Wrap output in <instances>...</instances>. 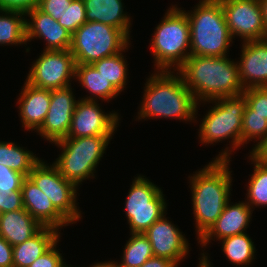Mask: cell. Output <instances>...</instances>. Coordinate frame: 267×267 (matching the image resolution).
I'll return each mask as SVG.
<instances>
[{
    "mask_svg": "<svg viewBox=\"0 0 267 267\" xmlns=\"http://www.w3.org/2000/svg\"><path fill=\"white\" fill-rule=\"evenodd\" d=\"M151 243L153 255L173 261L177 266L188 254V242L182 232L163 215L143 233Z\"/></svg>",
    "mask_w": 267,
    "mask_h": 267,
    "instance_id": "obj_15",
    "label": "cell"
},
{
    "mask_svg": "<svg viewBox=\"0 0 267 267\" xmlns=\"http://www.w3.org/2000/svg\"><path fill=\"white\" fill-rule=\"evenodd\" d=\"M130 38L120 29L100 22H85L72 34L70 51L76 64L95 61L125 51Z\"/></svg>",
    "mask_w": 267,
    "mask_h": 267,
    "instance_id": "obj_7",
    "label": "cell"
},
{
    "mask_svg": "<svg viewBox=\"0 0 267 267\" xmlns=\"http://www.w3.org/2000/svg\"><path fill=\"white\" fill-rule=\"evenodd\" d=\"M94 97L78 100L67 137L112 135L119 123L117 113H104Z\"/></svg>",
    "mask_w": 267,
    "mask_h": 267,
    "instance_id": "obj_13",
    "label": "cell"
},
{
    "mask_svg": "<svg viewBox=\"0 0 267 267\" xmlns=\"http://www.w3.org/2000/svg\"><path fill=\"white\" fill-rule=\"evenodd\" d=\"M216 104L200 124L201 143L220 142L232 138V148L241 146L242 119L247 106L243 95L235 97L216 98ZM218 103H217V102Z\"/></svg>",
    "mask_w": 267,
    "mask_h": 267,
    "instance_id": "obj_8",
    "label": "cell"
},
{
    "mask_svg": "<svg viewBox=\"0 0 267 267\" xmlns=\"http://www.w3.org/2000/svg\"><path fill=\"white\" fill-rule=\"evenodd\" d=\"M258 1L261 7L263 23L267 30V0H258Z\"/></svg>",
    "mask_w": 267,
    "mask_h": 267,
    "instance_id": "obj_42",
    "label": "cell"
},
{
    "mask_svg": "<svg viewBox=\"0 0 267 267\" xmlns=\"http://www.w3.org/2000/svg\"><path fill=\"white\" fill-rule=\"evenodd\" d=\"M252 138L260 141L252 149L253 151L267 139V119L254 114V110L247 105L242 119L241 145L247 144Z\"/></svg>",
    "mask_w": 267,
    "mask_h": 267,
    "instance_id": "obj_31",
    "label": "cell"
},
{
    "mask_svg": "<svg viewBox=\"0 0 267 267\" xmlns=\"http://www.w3.org/2000/svg\"><path fill=\"white\" fill-rule=\"evenodd\" d=\"M21 190L24 209L43 227L58 230L60 227L70 224L29 177L23 180Z\"/></svg>",
    "mask_w": 267,
    "mask_h": 267,
    "instance_id": "obj_18",
    "label": "cell"
},
{
    "mask_svg": "<svg viewBox=\"0 0 267 267\" xmlns=\"http://www.w3.org/2000/svg\"><path fill=\"white\" fill-rule=\"evenodd\" d=\"M0 267H13V247L0 236Z\"/></svg>",
    "mask_w": 267,
    "mask_h": 267,
    "instance_id": "obj_38",
    "label": "cell"
},
{
    "mask_svg": "<svg viewBox=\"0 0 267 267\" xmlns=\"http://www.w3.org/2000/svg\"><path fill=\"white\" fill-rule=\"evenodd\" d=\"M125 201L130 233H144L166 209L163 192L144 176L134 179Z\"/></svg>",
    "mask_w": 267,
    "mask_h": 267,
    "instance_id": "obj_9",
    "label": "cell"
},
{
    "mask_svg": "<svg viewBox=\"0 0 267 267\" xmlns=\"http://www.w3.org/2000/svg\"><path fill=\"white\" fill-rule=\"evenodd\" d=\"M119 267H140L153 257L151 243L143 233H131L123 251Z\"/></svg>",
    "mask_w": 267,
    "mask_h": 267,
    "instance_id": "obj_28",
    "label": "cell"
},
{
    "mask_svg": "<svg viewBox=\"0 0 267 267\" xmlns=\"http://www.w3.org/2000/svg\"><path fill=\"white\" fill-rule=\"evenodd\" d=\"M58 242L59 239L29 267H68L63 261L62 254L56 250Z\"/></svg>",
    "mask_w": 267,
    "mask_h": 267,
    "instance_id": "obj_35",
    "label": "cell"
},
{
    "mask_svg": "<svg viewBox=\"0 0 267 267\" xmlns=\"http://www.w3.org/2000/svg\"><path fill=\"white\" fill-rule=\"evenodd\" d=\"M26 177L11 168L0 164V192L12 193L16 190H21L23 180Z\"/></svg>",
    "mask_w": 267,
    "mask_h": 267,
    "instance_id": "obj_34",
    "label": "cell"
},
{
    "mask_svg": "<svg viewBox=\"0 0 267 267\" xmlns=\"http://www.w3.org/2000/svg\"><path fill=\"white\" fill-rule=\"evenodd\" d=\"M169 9L151 39L154 65L159 71H170L175 65L176 71L191 56L187 51L191 39L188 17L177 6Z\"/></svg>",
    "mask_w": 267,
    "mask_h": 267,
    "instance_id": "obj_5",
    "label": "cell"
},
{
    "mask_svg": "<svg viewBox=\"0 0 267 267\" xmlns=\"http://www.w3.org/2000/svg\"><path fill=\"white\" fill-rule=\"evenodd\" d=\"M157 72L152 74L145 84L138 120L150 117L195 120L199 103L191 90L185 86L181 75L176 72L175 76L171 70Z\"/></svg>",
    "mask_w": 267,
    "mask_h": 267,
    "instance_id": "obj_3",
    "label": "cell"
},
{
    "mask_svg": "<svg viewBox=\"0 0 267 267\" xmlns=\"http://www.w3.org/2000/svg\"><path fill=\"white\" fill-rule=\"evenodd\" d=\"M247 105L258 114L267 119V85L257 88H248L242 94Z\"/></svg>",
    "mask_w": 267,
    "mask_h": 267,
    "instance_id": "obj_33",
    "label": "cell"
},
{
    "mask_svg": "<svg viewBox=\"0 0 267 267\" xmlns=\"http://www.w3.org/2000/svg\"><path fill=\"white\" fill-rule=\"evenodd\" d=\"M32 151L17 146L14 142H0V164L28 177L33 167L41 160Z\"/></svg>",
    "mask_w": 267,
    "mask_h": 267,
    "instance_id": "obj_25",
    "label": "cell"
},
{
    "mask_svg": "<svg viewBox=\"0 0 267 267\" xmlns=\"http://www.w3.org/2000/svg\"><path fill=\"white\" fill-rule=\"evenodd\" d=\"M85 22L87 20L83 0H73L69 7L66 8L61 19L58 20V23L71 34Z\"/></svg>",
    "mask_w": 267,
    "mask_h": 267,
    "instance_id": "obj_32",
    "label": "cell"
},
{
    "mask_svg": "<svg viewBox=\"0 0 267 267\" xmlns=\"http://www.w3.org/2000/svg\"><path fill=\"white\" fill-rule=\"evenodd\" d=\"M26 82L40 89L70 86L75 77V59L70 50H44L32 64Z\"/></svg>",
    "mask_w": 267,
    "mask_h": 267,
    "instance_id": "obj_11",
    "label": "cell"
},
{
    "mask_svg": "<svg viewBox=\"0 0 267 267\" xmlns=\"http://www.w3.org/2000/svg\"><path fill=\"white\" fill-rule=\"evenodd\" d=\"M91 267H119V266L117 262L113 263L112 261L111 262L108 261V262H101V263L94 264Z\"/></svg>",
    "mask_w": 267,
    "mask_h": 267,
    "instance_id": "obj_44",
    "label": "cell"
},
{
    "mask_svg": "<svg viewBox=\"0 0 267 267\" xmlns=\"http://www.w3.org/2000/svg\"><path fill=\"white\" fill-rule=\"evenodd\" d=\"M42 228L25 209L0 214V236L12 247L24 243Z\"/></svg>",
    "mask_w": 267,
    "mask_h": 267,
    "instance_id": "obj_21",
    "label": "cell"
},
{
    "mask_svg": "<svg viewBox=\"0 0 267 267\" xmlns=\"http://www.w3.org/2000/svg\"><path fill=\"white\" fill-rule=\"evenodd\" d=\"M228 148L190 177L196 231L200 239L216 222L229 202L232 183Z\"/></svg>",
    "mask_w": 267,
    "mask_h": 267,
    "instance_id": "obj_1",
    "label": "cell"
},
{
    "mask_svg": "<svg viewBox=\"0 0 267 267\" xmlns=\"http://www.w3.org/2000/svg\"><path fill=\"white\" fill-rule=\"evenodd\" d=\"M238 62L241 83L245 89L267 85V39L242 44Z\"/></svg>",
    "mask_w": 267,
    "mask_h": 267,
    "instance_id": "obj_17",
    "label": "cell"
},
{
    "mask_svg": "<svg viewBox=\"0 0 267 267\" xmlns=\"http://www.w3.org/2000/svg\"><path fill=\"white\" fill-rule=\"evenodd\" d=\"M140 267H177V265L169 259L153 256Z\"/></svg>",
    "mask_w": 267,
    "mask_h": 267,
    "instance_id": "obj_40",
    "label": "cell"
},
{
    "mask_svg": "<svg viewBox=\"0 0 267 267\" xmlns=\"http://www.w3.org/2000/svg\"><path fill=\"white\" fill-rule=\"evenodd\" d=\"M127 62L121 52L116 55L93 62L91 65L121 92L127 80Z\"/></svg>",
    "mask_w": 267,
    "mask_h": 267,
    "instance_id": "obj_29",
    "label": "cell"
},
{
    "mask_svg": "<svg viewBox=\"0 0 267 267\" xmlns=\"http://www.w3.org/2000/svg\"><path fill=\"white\" fill-rule=\"evenodd\" d=\"M31 21L26 19V40L42 38L47 41L44 50H70L72 34L62 27L49 14L35 7L26 13Z\"/></svg>",
    "mask_w": 267,
    "mask_h": 267,
    "instance_id": "obj_16",
    "label": "cell"
},
{
    "mask_svg": "<svg viewBox=\"0 0 267 267\" xmlns=\"http://www.w3.org/2000/svg\"><path fill=\"white\" fill-rule=\"evenodd\" d=\"M28 177L46 194L54 207L70 222L79 221L80 212L76 206L77 189L72 182L62 176L58 168L48 166L40 160L29 173Z\"/></svg>",
    "mask_w": 267,
    "mask_h": 267,
    "instance_id": "obj_10",
    "label": "cell"
},
{
    "mask_svg": "<svg viewBox=\"0 0 267 267\" xmlns=\"http://www.w3.org/2000/svg\"><path fill=\"white\" fill-rule=\"evenodd\" d=\"M195 10H183L190 24L191 55L223 57L228 53L232 35L219 0H201Z\"/></svg>",
    "mask_w": 267,
    "mask_h": 267,
    "instance_id": "obj_4",
    "label": "cell"
},
{
    "mask_svg": "<svg viewBox=\"0 0 267 267\" xmlns=\"http://www.w3.org/2000/svg\"><path fill=\"white\" fill-rule=\"evenodd\" d=\"M177 71L197 102L240 96L245 91L237 62L227 56L191 55Z\"/></svg>",
    "mask_w": 267,
    "mask_h": 267,
    "instance_id": "obj_2",
    "label": "cell"
},
{
    "mask_svg": "<svg viewBox=\"0 0 267 267\" xmlns=\"http://www.w3.org/2000/svg\"><path fill=\"white\" fill-rule=\"evenodd\" d=\"M251 209L246 202H239L235 205L228 202L216 222L199 239V243L206 246L212 237L220 241L225 237L244 233L251 219Z\"/></svg>",
    "mask_w": 267,
    "mask_h": 267,
    "instance_id": "obj_19",
    "label": "cell"
},
{
    "mask_svg": "<svg viewBox=\"0 0 267 267\" xmlns=\"http://www.w3.org/2000/svg\"><path fill=\"white\" fill-rule=\"evenodd\" d=\"M250 160L254 162V173L249 180L246 202L250 207L267 206V166L259 162L252 154ZM253 205V206H252Z\"/></svg>",
    "mask_w": 267,
    "mask_h": 267,
    "instance_id": "obj_30",
    "label": "cell"
},
{
    "mask_svg": "<svg viewBox=\"0 0 267 267\" xmlns=\"http://www.w3.org/2000/svg\"><path fill=\"white\" fill-rule=\"evenodd\" d=\"M221 240L223 243L222 250L230 262L237 264V266L249 265L254 259V242L245 232Z\"/></svg>",
    "mask_w": 267,
    "mask_h": 267,
    "instance_id": "obj_27",
    "label": "cell"
},
{
    "mask_svg": "<svg viewBox=\"0 0 267 267\" xmlns=\"http://www.w3.org/2000/svg\"><path fill=\"white\" fill-rule=\"evenodd\" d=\"M11 193H1L0 192V214L5 213V201L6 196L10 195Z\"/></svg>",
    "mask_w": 267,
    "mask_h": 267,
    "instance_id": "obj_43",
    "label": "cell"
},
{
    "mask_svg": "<svg viewBox=\"0 0 267 267\" xmlns=\"http://www.w3.org/2000/svg\"><path fill=\"white\" fill-rule=\"evenodd\" d=\"M232 38L243 42L267 39L258 0H219Z\"/></svg>",
    "mask_w": 267,
    "mask_h": 267,
    "instance_id": "obj_12",
    "label": "cell"
},
{
    "mask_svg": "<svg viewBox=\"0 0 267 267\" xmlns=\"http://www.w3.org/2000/svg\"><path fill=\"white\" fill-rule=\"evenodd\" d=\"M75 77L83 88L102 100L115 98L120 92L107 81L91 64H76Z\"/></svg>",
    "mask_w": 267,
    "mask_h": 267,
    "instance_id": "obj_24",
    "label": "cell"
},
{
    "mask_svg": "<svg viewBox=\"0 0 267 267\" xmlns=\"http://www.w3.org/2000/svg\"><path fill=\"white\" fill-rule=\"evenodd\" d=\"M20 209H24L22 190H16L6 196L5 212L17 211Z\"/></svg>",
    "mask_w": 267,
    "mask_h": 267,
    "instance_id": "obj_39",
    "label": "cell"
},
{
    "mask_svg": "<svg viewBox=\"0 0 267 267\" xmlns=\"http://www.w3.org/2000/svg\"><path fill=\"white\" fill-rule=\"evenodd\" d=\"M0 13V44L26 45V20L22 17L26 13L5 9H0Z\"/></svg>",
    "mask_w": 267,
    "mask_h": 267,
    "instance_id": "obj_26",
    "label": "cell"
},
{
    "mask_svg": "<svg viewBox=\"0 0 267 267\" xmlns=\"http://www.w3.org/2000/svg\"><path fill=\"white\" fill-rule=\"evenodd\" d=\"M71 85L51 90L50 106L45 120L37 132L50 142L67 138L71 119L78 101L71 90Z\"/></svg>",
    "mask_w": 267,
    "mask_h": 267,
    "instance_id": "obj_14",
    "label": "cell"
},
{
    "mask_svg": "<svg viewBox=\"0 0 267 267\" xmlns=\"http://www.w3.org/2000/svg\"><path fill=\"white\" fill-rule=\"evenodd\" d=\"M122 0H83L87 22L95 21L113 26L130 35V17L123 12Z\"/></svg>",
    "mask_w": 267,
    "mask_h": 267,
    "instance_id": "obj_22",
    "label": "cell"
},
{
    "mask_svg": "<svg viewBox=\"0 0 267 267\" xmlns=\"http://www.w3.org/2000/svg\"><path fill=\"white\" fill-rule=\"evenodd\" d=\"M39 0H0V9L15 10L27 13L38 7Z\"/></svg>",
    "mask_w": 267,
    "mask_h": 267,
    "instance_id": "obj_37",
    "label": "cell"
},
{
    "mask_svg": "<svg viewBox=\"0 0 267 267\" xmlns=\"http://www.w3.org/2000/svg\"><path fill=\"white\" fill-rule=\"evenodd\" d=\"M59 234L55 228L43 227L24 243L13 246V267H29L59 239Z\"/></svg>",
    "mask_w": 267,
    "mask_h": 267,
    "instance_id": "obj_23",
    "label": "cell"
},
{
    "mask_svg": "<svg viewBox=\"0 0 267 267\" xmlns=\"http://www.w3.org/2000/svg\"><path fill=\"white\" fill-rule=\"evenodd\" d=\"M202 255L203 256H202V259H201L198 267H211V264L208 261V257L205 256L204 253Z\"/></svg>",
    "mask_w": 267,
    "mask_h": 267,
    "instance_id": "obj_45",
    "label": "cell"
},
{
    "mask_svg": "<svg viewBox=\"0 0 267 267\" xmlns=\"http://www.w3.org/2000/svg\"><path fill=\"white\" fill-rule=\"evenodd\" d=\"M259 162L267 166V139L250 152Z\"/></svg>",
    "mask_w": 267,
    "mask_h": 267,
    "instance_id": "obj_41",
    "label": "cell"
},
{
    "mask_svg": "<svg viewBox=\"0 0 267 267\" xmlns=\"http://www.w3.org/2000/svg\"><path fill=\"white\" fill-rule=\"evenodd\" d=\"M72 1L73 0H39L38 8L58 21Z\"/></svg>",
    "mask_w": 267,
    "mask_h": 267,
    "instance_id": "obj_36",
    "label": "cell"
},
{
    "mask_svg": "<svg viewBox=\"0 0 267 267\" xmlns=\"http://www.w3.org/2000/svg\"><path fill=\"white\" fill-rule=\"evenodd\" d=\"M24 85L18 99L21 122L27 130H38L50 106L51 90L33 87L27 82Z\"/></svg>",
    "mask_w": 267,
    "mask_h": 267,
    "instance_id": "obj_20",
    "label": "cell"
},
{
    "mask_svg": "<svg viewBox=\"0 0 267 267\" xmlns=\"http://www.w3.org/2000/svg\"><path fill=\"white\" fill-rule=\"evenodd\" d=\"M111 138L112 135L63 138L55 142L63 151L53 164L77 187L83 180L94 176Z\"/></svg>",
    "mask_w": 267,
    "mask_h": 267,
    "instance_id": "obj_6",
    "label": "cell"
}]
</instances>
